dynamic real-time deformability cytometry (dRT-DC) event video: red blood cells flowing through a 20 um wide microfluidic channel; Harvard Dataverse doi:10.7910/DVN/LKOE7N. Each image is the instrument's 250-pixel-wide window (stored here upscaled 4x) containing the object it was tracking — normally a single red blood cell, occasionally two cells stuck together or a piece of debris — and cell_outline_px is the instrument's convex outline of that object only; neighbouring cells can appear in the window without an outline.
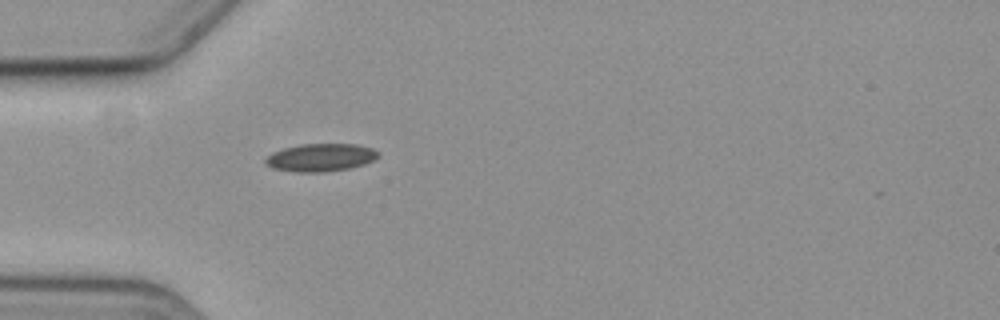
{"species": "common noctule bat (a hibernating species)", "species_latin": "Nyctalus noctula", "temperature_condition": "cold", "stored_images_in_passage": 1, "camera_frame_rate_fps": 3000, "um_per_image_px": 0.085, "animal": {"sex": "female", "body_mass_g": 19.3, "forearm_length_mm": 54.1}, "frame": {"image": 1, "passage_image": 1, "time_ms": 0.0, "image_size_px": [1000, 320], "cell_outline_px": [[380, 156], [364, 164], [348, 168], [324, 172], [296, 172], [272, 168], [264, 164], [264, 160], [272, 152], [284, 148], [300, 144], [356, 144], [372, 148]], "centroid_in_image_um": [27.21, 13.39], "position_along_channel_um": 57.8, "area_um2": 18.21}}